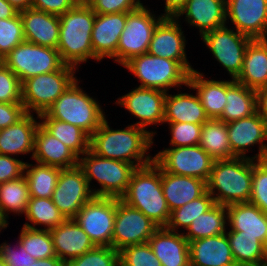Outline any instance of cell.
<instances>
[{"label":"cell","mask_w":267,"mask_h":266,"mask_svg":"<svg viewBox=\"0 0 267 266\" xmlns=\"http://www.w3.org/2000/svg\"><path fill=\"white\" fill-rule=\"evenodd\" d=\"M168 123L171 140L170 145L173 147L193 146L199 144L202 124L180 123V122H163Z\"/></svg>","instance_id":"obj_47"},{"label":"cell","mask_w":267,"mask_h":266,"mask_svg":"<svg viewBox=\"0 0 267 266\" xmlns=\"http://www.w3.org/2000/svg\"><path fill=\"white\" fill-rule=\"evenodd\" d=\"M251 39H267V0H226V20Z\"/></svg>","instance_id":"obj_17"},{"label":"cell","mask_w":267,"mask_h":266,"mask_svg":"<svg viewBox=\"0 0 267 266\" xmlns=\"http://www.w3.org/2000/svg\"><path fill=\"white\" fill-rule=\"evenodd\" d=\"M19 11L14 8L7 0H0V19L15 17Z\"/></svg>","instance_id":"obj_56"},{"label":"cell","mask_w":267,"mask_h":266,"mask_svg":"<svg viewBox=\"0 0 267 266\" xmlns=\"http://www.w3.org/2000/svg\"><path fill=\"white\" fill-rule=\"evenodd\" d=\"M82 156L79 157L78 166L84 172L89 187L93 179L101 186L92 189L95 197L121 198L126 193L131 176L137 169L135 165L98 156L90 149Z\"/></svg>","instance_id":"obj_6"},{"label":"cell","mask_w":267,"mask_h":266,"mask_svg":"<svg viewBox=\"0 0 267 266\" xmlns=\"http://www.w3.org/2000/svg\"><path fill=\"white\" fill-rule=\"evenodd\" d=\"M25 215L26 220L31 223H24L23 226L31 229H38L34 225H43L45 230H50L66 220L65 216L53 203L52 198L30 197Z\"/></svg>","instance_id":"obj_39"},{"label":"cell","mask_w":267,"mask_h":266,"mask_svg":"<svg viewBox=\"0 0 267 266\" xmlns=\"http://www.w3.org/2000/svg\"><path fill=\"white\" fill-rule=\"evenodd\" d=\"M93 197L79 166L60 170L52 201L66 219H73Z\"/></svg>","instance_id":"obj_15"},{"label":"cell","mask_w":267,"mask_h":266,"mask_svg":"<svg viewBox=\"0 0 267 266\" xmlns=\"http://www.w3.org/2000/svg\"><path fill=\"white\" fill-rule=\"evenodd\" d=\"M184 14L189 26L199 28L202 36L226 25V0H187L174 18L178 20Z\"/></svg>","instance_id":"obj_22"},{"label":"cell","mask_w":267,"mask_h":266,"mask_svg":"<svg viewBox=\"0 0 267 266\" xmlns=\"http://www.w3.org/2000/svg\"><path fill=\"white\" fill-rule=\"evenodd\" d=\"M18 11L31 8L32 0H7Z\"/></svg>","instance_id":"obj_58"},{"label":"cell","mask_w":267,"mask_h":266,"mask_svg":"<svg viewBox=\"0 0 267 266\" xmlns=\"http://www.w3.org/2000/svg\"><path fill=\"white\" fill-rule=\"evenodd\" d=\"M235 79L226 81L206 80L203 73L194 70L189 75V89L196 90L201 105L209 119H219L226 106V90Z\"/></svg>","instance_id":"obj_28"},{"label":"cell","mask_w":267,"mask_h":266,"mask_svg":"<svg viewBox=\"0 0 267 266\" xmlns=\"http://www.w3.org/2000/svg\"><path fill=\"white\" fill-rule=\"evenodd\" d=\"M37 119H41L40 124L78 157L89 150L90 136L80 127L50 118L46 113L37 115Z\"/></svg>","instance_id":"obj_35"},{"label":"cell","mask_w":267,"mask_h":266,"mask_svg":"<svg viewBox=\"0 0 267 266\" xmlns=\"http://www.w3.org/2000/svg\"><path fill=\"white\" fill-rule=\"evenodd\" d=\"M256 112L267 123V86L256 90Z\"/></svg>","instance_id":"obj_54"},{"label":"cell","mask_w":267,"mask_h":266,"mask_svg":"<svg viewBox=\"0 0 267 266\" xmlns=\"http://www.w3.org/2000/svg\"><path fill=\"white\" fill-rule=\"evenodd\" d=\"M0 103H22V83L1 61Z\"/></svg>","instance_id":"obj_48"},{"label":"cell","mask_w":267,"mask_h":266,"mask_svg":"<svg viewBox=\"0 0 267 266\" xmlns=\"http://www.w3.org/2000/svg\"><path fill=\"white\" fill-rule=\"evenodd\" d=\"M76 79L46 111L50 118L80 127L91 136L106 119L100 103L84 92Z\"/></svg>","instance_id":"obj_5"},{"label":"cell","mask_w":267,"mask_h":266,"mask_svg":"<svg viewBox=\"0 0 267 266\" xmlns=\"http://www.w3.org/2000/svg\"><path fill=\"white\" fill-rule=\"evenodd\" d=\"M49 231L55 254L64 263H69L95 247L88 234L74 219H66Z\"/></svg>","instance_id":"obj_21"},{"label":"cell","mask_w":267,"mask_h":266,"mask_svg":"<svg viewBox=\"0 0 267 266\" xmlns=\"http://www.w3.org/2000/svg\"><path fill=\"white\" fill-rule=\"evenodd\" d=\"M227 210L226 206L215 204L207 212L195 218L183 233L188 242L201 238L216 236L226 233Z\"/></svg>","instance_id":"obj_37"},{"label":"cell","mask_w":267,"mask_h":266,"mask_svg":"<svg viewBox=\"0 0 267 266\" xmlns=\"http://www.w3.org/2000/svg\"><path fill=\"white\" fill-rule=\"evenodd\" d=\"M159 227L120 198H116V215L112 234V247L118 252L125 247L148 243Z\"/></svg>","instance_id":"obj_14"},{"label":"cell","mask_w":267,"mask_h":266,"mask_svg":"<svg viewBox=\"0 0 267 266\" xmlns=\"http://www.w3.org/2000/svg\"><path fill=\"white\" fill-rule=\"evenodd\" d=\"M86 3L96 14L132 12L143 4L140 0H88Z\"/></svg>","instance_id":"obj_49"},{"label":"cell","mask_w":267,"mask_h":266,"mask_svg":"<svg viewBox=\"0 0 267 266\" xmlns=\"http://www.w3.org/2000/svg\"><path fill=\"white\" fill-rule=\"evenodd\" d=\"M96 13L86 2H78L61 16L57 50L62 61L78 68L79 63L94 59L91 33Z\"/></svg>","instance_id":"obj_2"},{"label":"cell","mask_w":267,"mask_h":266,"mask_svg":"<svg viewBox=\"0 0 267 266\" xmlns=\"http://www.w3.org/2000/svg\"><path fill=\"white\" fill-rule=\"evenodd\" d=\"M199 146L214 160L231 159L235 157L231 152L227 125L219 119H209L202 124Z\"/></svg>","instance_id":"obj_36"},{"label":"cell","mask_w":267,"mask_h":266,"mask_svg":"<svg viewBox=\"0 0 267 266\" xmlns=\"http://www.w3.org/2000/svg\"><path fill=\"white\" fill-rule=\"evenodd\" d=\"M256 113V91L235 81L226 90V106L219 120L225 123Z\"/></svg>","instance_id":"obj_34"},{"label":"cell","mask_w":267,"mask_h":266,"mask_svg":"<svg viewBox=\"0 0 267 266\" xmlns=\"http://www.w3.org/2000/svg\"><path fill=\"white\" fill-rule=\"evenodd\" d=\"M201 37L215 59L228 71L232 79H236L242 71L246 48L253 39L234 28L228 29L226 25Z\"/></svg>","instance_id":"obj_13"},{"label":"cell","mask_w":267,"mask_h":266,"mask_svg":"<svg viewBox=\"0 0 267 266\" xmlns=\"http://www.w3.org/2000/svg\"><path fill=\"white\" fill-rule=\"evenodd\" d=\"M77 3L78 0H32L31 8L61 16L72 9Z\"/></svg>","instance_id":"obj_52"},{"label":"cell","mask_w":267,"mask_h":266,"mask_svg":"<svg viewBox=\"0 0 267 266\" xmlns=\"http://www.w3.org/2000/svg\"><path fill=\"white\" fill-rule=\"evenodd\" d=\"M231 231L255 236L267 248V214L250 202L226 206Z\"/></svg>","instance_id":"obj_27"},{"label":"cell","mask_w":267,"mask_h":266,"mask_svg":"<svg viewBox=\"0 0 267 266\" xmlns=\"http://www.w3.org/2000/svg\"><path fill=\"white\" fill-rule=\"evenodd\" d=\"M215 204L214 198L207 191L201 197L171 211L170 220L166 228L174 232H180L178 230L180 227L187 230L195 218L207 212Z\"/></svg>","instance_id":"obj_41"},{"label":"cell","mask_w":267,"mask_h":266,"mask_svg":"<svg viewBox=\"0 0 267 266\" xmlns=\"http://www.w3.org/2000/svg\"><path fill=\"white\" fill-rule=\"evenodd\" d=\"M186 39L179 20L165 17L155 28L148 53L179 62L189 73L194 71L186 58Z\"/></svg>","instance_id":"obj_19"},{"label":"cell","mask_w":267,"mask_h":266,"mask_svg":"<svg viewBox=\"0 0 267 266\" xmlns=\"http://www.w3.org/2000/svg\"><path fill=\"white\" fill-rule=\"evenodd\" d=\"M226 234L237 266H267V248L255 236L231 230Z\"/></svg>","instance_id":"obj_33"},{"label":"cell","mask_w":267,"mask_h":266,"mask_svg":"<svg viewBox=\"0 0 267 266\" xmlns=\"http://www.w3.org/2000/svg\"><path fill=\"white\" fill-rule=\"evenodd\" d=\"M40 122L26 113L15 124L0 130V154L18 155L34 153L35 134Z\"/></svg>","instance_id":"obj_29"},{"label":"cell","mask_w":267,"mask_h":266,"mask_svg":"<svg viewBox=\"0 0 267 266\" xmlns=\"http://www.w3.org/2000/svg\"><path fill=\"white\" fill-rule=\"evenodd\" d=\"M23 83L25 80L60 70L65 63L57 49L24 41L0 60Z\"/></svg>","instance_id":"obj_9"},{"label":"cell","mask_w":267,"mask_h":266,"mask_svg":"<svg viewBox=\"0 0 267 266\" xmlns=\"http://www.w3.org/2000/svg\"><path fill=\"white\" fill-rule=\"evenodd\" d=\"M0 257L7 266H31L36 261L30 254L26 252L24 247L18 243L16 247L3 242L0 245Z\"/></svg>","instance_id":"obj_50"},{"label":"cell","mask_w":267,"mask_h":266,"mask_svg":"<svg viewBox=\"0 0 267 266\" xmlns=\"http://www.w3.org/2000/svg\"><path fill=\"white\" fill-rule=\"evenodd\" d=\"M77 68L65 64L60 70L40 74L22 83V104L26 113L41 115L77 79Z\"/></svg>","instance_id":"obj_8"},{"label":"cell","mask_w":267,"mask_h":266,"mask_svg":"<svg viewBox=\"0 0 267 266\" xmlns=\"http://www.w3.org/2000/svg\"><path fill=\"white\" fill-rule=\"evenodd\" d=\"M25 163L12 156L0 154V184L22 177Z\"/></svg>","instance_id":"obj_51"},{"label":"cell","mask_w":267,"mask_h":266,"mask_svg":"<svg viewBox=\"0 0 267 266\" xmlns=\"http://www.w3.org/2000/svg\"><path fill=\"white\" fill-rule=\"evenodd\" d=\"M61 168L37 163H25L24 176L30 197L52 198ZM26 172V173H25Z\"/></svg>","instance_id":"obj_38"},{"label":"cell","mask_w":267,"mask_h":266,"mask_svg":"<svg viewBox=\"0 0 267 266\" xmlns=\"http://www.w3.org/2000/svg\"><path fill=\"white\" fill-rule=\"evenodd\" d=\"M165 97L164 91L135 87L131 92L119 97L115 104L125 107L134 117L140 119L134 125L146 130L148 125L163 124Z\"/></svg>","instance_id":"obj_18"},{"label":"cell","mask_w":267,"mask_h":266,"mask_svg":"<svg viewBox=\"0 0 267 266\" xmlns=\"http://www.w3.org/2000/svg\"><path fill=\"white\" fill-rule=\"evenodd\" d=\"M17 243L36 260L56 257L50 231L47 229H31L23 226Z\"/></svg>","instance_id":"obj_42"},{"label":"cell","mask_w":267,"mask_h":266,"mask_svg":"<svg viewBox=\"0 0 267 266\" xmlns=\"http://www.w3.org/2000/svg\"><path fill=\"white\" fill-rule=\"evenodd\" d=\"M128 13L96 14L91 33L94 60L108 57L116 62L117 47Z\"/></svg>","instance_id":"obj_20"},{"label":"cell","mask_w":267,"mask_h":266,"mask_svg":"<svg viewBox=\"0 0 267 266\" xmlns=\"http://www.w3.org/2000/svg\"><path fill=\"white\" fill-rule=\"evenodd\" d=\"M24 41L23 22L19 13L13 18L0 19V60Z\"/></svg>","instance_id":"obj_43"},{"label":"cell","mask_w":267,"mask_h":266,"mask_svg":"<svg viewBox=\"0 0 267 266\" xmlns=\"http://www.w3.org/2000/svg\"><path fill=\"white\" fill-rule=\"evenodd\" d=\"M9 221L6 220V218L2 215L1 211H0V232L2 229L7 228L8 227V223Z\"/></svg>","instance_id":"obj_59"},{"label":"cell","mask_w":267,"mask_h":266,"mask_svg":"<svg viewBox=\"0 0 267 266\" xmlns=\"http://www.w3.org/2000/svg\"><path fill=\"white\" fill-rule=\"evenodd\" d=\"M165 18L150 12L143 4L127 14L126 25L119 39L116 52V62L124 65L133 57L148 52L153 32L157 25Z\"/></svg>","instance_id":"obj_10"},{"label":"cell","mask_w":267,"mask_h":266,"mask_svg":"<svg viewBox=\"0 0 267 266\" xmlns=\"http://www.w3.org/2000/svg\"><path fill=\"white\" fill-rule=\"evenodd\" d=\"M123 67L135 75L138 87L157 89L167 93L169 88L188 85L190 73L177 61L144 53L133 57Z\"/></svg>","instance_id":"obj_7"},{"label":"cell","mask_w":267,"mask_h":266,"mask_svg":"<svg viewBox=\"0 0 267 266\" xmlns=\"http://www.w3.org/2000/svg\"><path fill=\"white\" fill-rule=\"evenodd\" d=\"M148 244L162 266H190L189 242L183 233L159 227Z\"/></svg>","instance_id":"obj_24"},{"label":"cell","mask_w":267,"mask_h":266,"mask_svg":"<svg viewBox=\"0 0 267 266\" xmlns=\"http://www.w3.org/2000/svg\"><path fill=\"white\" fill-rule=\"evenodd\" d=\"M25 114L22 103H0V130L15 124Z\"/></svg>","instance_id":"obj_53"},{"label":"cell","mask_w":267,"mask_h":266,"mask_svg":"<svg viewBox=\"0 0 267 266\" xmlns=\"http://www.w3.org/2000/svg\"><path fill=\"white\" fill-rule=\"evenodd\" d=\"M0 266H7L1 257H0Z\"/></svg>","instance_id":"obj_60"},{"label":"cell","mask_w":267,"mask_h":266,"mask_svg":"<svg viewBox=\"0 0 267 266\" xmlns=\"http://www.w3.org/2000/svg\"><path fill=\"white\" fill-rule=\"evenodd\" d=\"M64 262L56 257H50L46 259H38L31 266H64Z\"/></svg>","instance_id":"obj_57"},{"label":"cell","mask_w":267,"mask_h":266,"mask_svg":"<svg viewBox=\"0 0 267 266\" xmlns=\"http://www.w3.org/2000/svg\"><path fill=\"white\" fill-rule=\"evenodd\" d=\"M161 185L170 211L184 206L207 192V182L195 177L175 175L161 168Z\"/></svg>","instance_id":"obj_30"},{"label":"cell","mask_w":267,"mask_h":266,"mask_svg":"<svg viewBox=\"0 0 267 266\" xmlns=\"http://www.w3.org/2000/svg\"><path fill=\"white\" fill-rule=\"evenodd\" d=\"M120 199L140 210L158 227H166L170 220L171 211L161 185V167L155 161L133 172L127 191Z\"/></svg>","instance_id":"obj_3"},{"label":"cell","mask_w":267,"mask_h":266,"mask_svg":"<svg viewBox=\"0 0 267 266\" xmlns=\"http://www.w3.org/2000/svg\"><path fill=\"white\" fill-rule=\"evenodd\" d=\"M187 0H165L164 16L174 18L184 7Z\"/></svg>","instance_id":"obj_55"},{"label":"cell","mask_w":267,"mask_h":266,"mask_svg":"<svg viewBox=\"0 0 267 266\" xmlns=\"http://www.w3.org/2000/svg\"><path fill=\"white\" fill-rule=\"evenodd\" d=\"M250 203L267 214V159H253Z\"/></svg>","instance_id":"obj_46"},{"label":"cell","mask_w":267,"mask_h":266,"mask_svg":"<svg viewBox=\"0 0 267 266\" xmlns=\"http://www.w3.org/2000/svg\"><path fill=\"white\" fill-rule=\"evenodd\" d=\"M208 120L209 118L197 94L192 95L181 92L170 95L166 93L163 122L203 124Z\"/></svg>","instance_id":"obj_32"},{"label":"cell","mask_w":267,"mask_h":266,"mask_svg":"<svg viewBox=\"0 0 267 266\" xmlns=\"http://www.w3.org/2000/svg\"><path fill=\"white\" fill-rule=\"evenodd\" d=\"M190 266H237L226 233L189 242Z\"/></svg>","instance_id":"obj_23"},{"label":"cell","mask_w":267,"mask_h":266,"mask_svg":"<svg viewBox=\"0 0 267 266\" xmlns=\"http://www.w3.org/2000/svg\"><path fill=\"white\" fill-rule=\"evenodd\" d=\"M70 266H120L119 252L109 246H95L80 257L72 259Z\"/></svg>","instance_id":"obj_45"},{"label":"cell","mask_w":267,"mask_h":266,"mask_svg":"<svg viewBox=\"0 0 267 266\" xmlns=\"http://www.w3.org/2000/svg\"><path fill=\"white\" fill-rule=\"evenodd\" d=\"M252 176L253 159L251 158L234 157L215 160L207 181V191L214 198L215 203L220 205L249 202Z\"/></svg>","instance_id":"obj_4"},{"label":"cell","mask_w":267,"mask_h":266,"mask_svg":"<svg viewBox=\"0 0 267 266\" xmlns=\"http://www.w3.org/2000/svg\"><path fill=\"white\" fill-rule=\"evenodd\" d=\"M155 133L134 124L113 130L105 119L90 136L89 149L98 156L127 162L139 168L154 161V157L146 153L154 143Z\"/></svg>","instance_id":"obj_1"},{"label":"cell","mask_w":267,"mask_h":266,"mask_svg":"<svg viewBox=\"0 0 267 266\" xmlns=\"http://www.w3.org/2000/svg\"><path fill=\"white\" fill-rule=\"evenodd\" d=\"M29 200V187L24 175L0 184V211L6 220L8 212L25 214Z\"/></svg>","instance_id":"obj_40"},{"label":"cell","mask_w":267,"mask_h":266,"mask_svg":"<svg viewBox=\"0 0 267 266\" xmlns=\"http://www.w3.org/2000/svg\"><path fill=\"white\" fill-rule=\"evenodd\" d=\"M88 0H78V2H87Z\"/></svg>","instance_id":"obj_61"},{"label":"cell","mask_w":267,"mask_h":266,"mask_svg":"<svg viewBox=\"0 0 267 266\" xmlns=\"http://www.w3.org/2000/svg\"><path fill=\"white\" fill-rule=\"evenodd\" d=\"M32 158L40 164L68 169L78 166L79 157L41 124L35 134Z\"/></svg>","instance_id":"obj_26"},{"label":"cell","mask_w":267,"mask_h":266,"mask_svg":"<svg viewBox=\"0 0 267 266\" xmlns=\"http://www.w3.org/2000/svg\"><path fill=\"white\" fill-rule=\"evenodd\" d=\"M231 152L235 157L251 158L256 160L267 159V123L256 112L250 117L226 123ZM259 144V152L254 157L245 153L248 148Z\"/></svg>","instance_id":"obj_16"},{"label":"cell","mask_w":267,"mask_h":266,"mask_svg":"<svg viewBox=\"0 0 267 266\" xmlns=\"http://www.w3.org/2000/svg\"><path fill=\"white\" fill-rule=\"evenodd\" d=\"M154 161L165 172L207 182L215 160L197 144L166 148L154 156Z\"/></svg>","instance_id":"obj_11"},{"label":"cell","mask_w":267,"mask_h":266,"mask_svg":"<svg viewBox=\"0 0 267 266\" xmlns=\"http://www.w3.org/2000/svg\"><path fill=\"white\" fill-rule=\"evenodd\" d=\"M116 215L115 197H93L73 218L95 246L112 247Z\"/></svg>","instance_id":"obj_12"},{"label":"cell","mask_w":267,"mask_h":266,"mask_svg":"<svg viewBox=\"0 0 267 266\" xmlns=\"http://www.w3.org/2000/svg\"><path fill=\"white\" fill-rule=\"evenodd\" d=\"M120 266H162L148 243L125 247L119 251Z\"/></svg>","instance_id":"obj_44"},{"label":"cell","mask_w":267,"mask_h":266,"mask_svg":"<svg viewBox=\"0 0 267 266\" xmlns=\"http://www.w3.org/2000/svg\"><path fill=\"white\" fill-rule=\"evenodd\" d=\"M235 81L255 91L267 86V39H253L248 44L242 71Z\"/></svg>","instance_id":"obj_31"},{"label":"cell","mask_w":267,"mask_h":266,"mask_svg":"<svg viewBox=\"0 0 267 266\" xmlns=\"http://www.w3.org/2000/svg\"><path fill=\"white\" fill-rule=\"evenodd\" d=\"M23 22L25 41L57 49L59 42V16L33 8L19 11Z\"/></svg>","instance_id":"obj_25"}]
</instances>
